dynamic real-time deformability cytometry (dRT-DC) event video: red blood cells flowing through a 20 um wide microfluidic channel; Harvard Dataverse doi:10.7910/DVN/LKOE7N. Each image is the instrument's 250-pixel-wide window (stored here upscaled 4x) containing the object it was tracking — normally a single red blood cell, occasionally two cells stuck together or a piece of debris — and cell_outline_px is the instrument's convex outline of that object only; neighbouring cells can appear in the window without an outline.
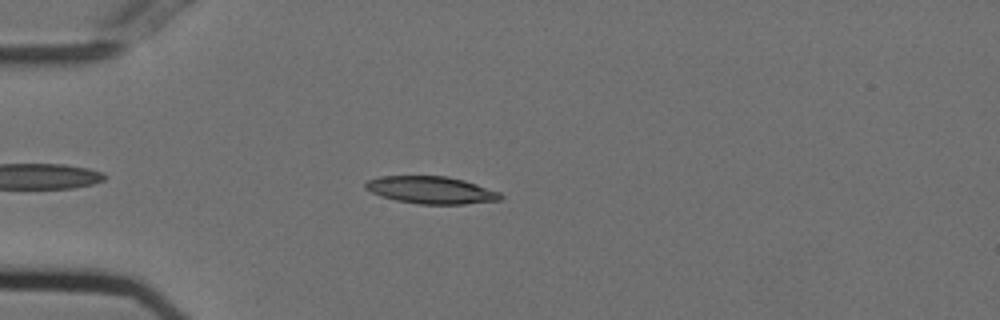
{"species": "Egyptian fruit bat (a non-hibernating species)", "species_latin": "Rousettus aegyptiacus", "temperature_condition": "cold", "stored_images_in_passage": 43, "camera_frame_rate_fps": 3000, "um_per_image_px": 0.085, "animal": {"sex": "female"}, "frame": {"image": 1, "passage_image": 7, "time_ms": 2.0, "image_size_px": [1000, 320], "cell_outline_px": [[504, 200], [464, 204], [420, 204], [396, 200], [380, 196], [364, 188], [364, 184], [368, 180], [380, 176], [448, 176], [464, 180], [500, 192], [504, 196]], "centroid_in_image_um": [36.67, 16.16], "position_along_channel_um": 48.3, "area_um2": 21.62}}
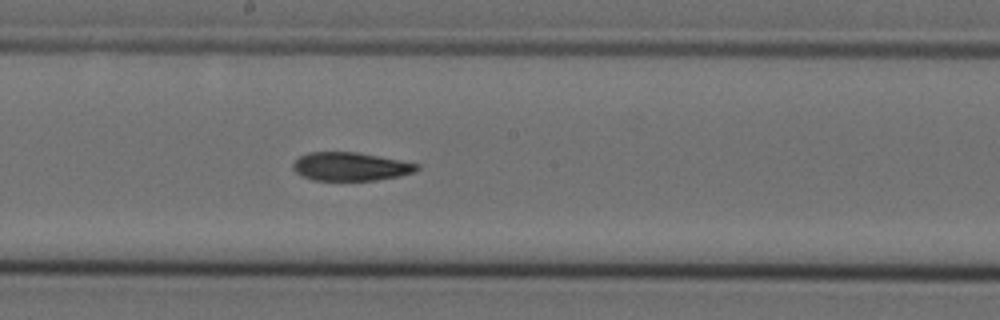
{"frame": {"image": 2, "passage_image": 22, "time_ms": 7.0, "image_size_px": [1000, 320], "cell_outline_px": [[420, 168], [416, 172], [400, 176], [376, 180], [312, 180], [296, 172], [292, 168], [292, 164], [300, 156], [308, 152], [356, 152], [420, 164]], "centroid_in_image_um": [29.81, 14.16], "position_along_channel_um": 218.4, "area_um2": 20.46}}
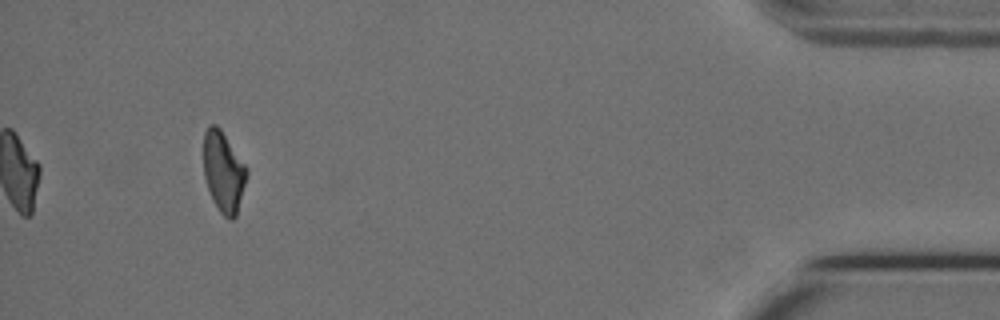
{"frame": {"image": 3, "passage_image": 43, "time_ms": 14.0, "image_size_px": [1000, 320], "cell_outline_px": [[248, 176], [236, 216], [232, 220], [228, 220], [220, 212], [212, 200], [204, 176], [204, 132], [212, 124], [216, 124], [220, 128], [248, 168]], "centroid_in_image_um": [19.02, 14.63], "position_along_channel_um": 416.2, "area_um2": 20.35}, "authors_computed_cell_mechanics": {"area_um2": 21.2704, "velocity_mm_per_s": 3.7291, "shape_relaxation_time_tau1_ms": 4.963, "shape_relaxation_time_tau2_ms": 5.488, "deformation_change_tau1": 0.17, "deformation_change_tau2": 0.1371}}